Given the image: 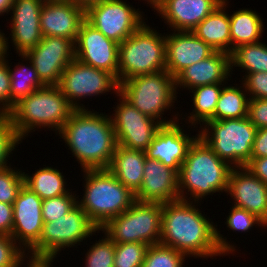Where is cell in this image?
I'll use <instances>...</instances> for the list:
<instances>
[{
  "instance_id": "1",
  "label": "cell",
  "mask_w": 267,
  "mask_h": 267,
  "mask_svg": "<svg viewBox=\"0 0 267 267\" xmlns=\"http://www.w3.org/2000/svg\"><path fill=\"white\" fill-rule=\"evenodd\" d=\"M201 212L193 201L179 199L163 203L159 243L173 247L186 257L207 259L233 253L234 245Z\"/></svg>"
},
{
  "instance_id": "39",
  "label": "cell",
  "mask_w": 267,
  "mask_h": 267,
  "mask_svg": "<svg viewBox=\"0 0 267 267\" xmlns=\"http://www.w3.org/2000/svg\"><path fill=\"white\" fill-rule=\"evenodd\" d=\"M17 244L10 235L0 234V267H21L28 258V253Z\"/></svg>"
},
{
  "instance_id": "41",
  "label": "cell",
  "mask_w": 267,
  "mask_h": 267,
  "mask_svg": "<svg viewBox=\"0 0 267 267\" xmlns=\"http://www.w3.org/2000/svg\"><path fill=\"white\" fill-rule=\"evenodd\" d=\"M242 85L249 99H267V72H255L244 75Z\"/></svg>"
},
{
  "instance_id": "31",
  "label": "cell",
  "mask_w": 267,
  "mask_h": 267,
  "mask_svg": "<svg viewBox=\"0 0 267 267\" xmlns=\"http://www.w3.org/2000/svg\"><path fill=\"white\" fill-rule=\"evenodd\" d=\"M29 63L31 64L30 67L21 63L22 66L18 64L14 69H10L8 63L10 72V110L20 99L27 97L35 90L45 86L40 81L30 60Z\"/></svg>"
},
{
  "instance_id": "20",
  "label": "cell",
  "mask_w": 267,
  "mask_h": 267,
  "mask_svg": "<svg viewBox=\"0 0 267 267\" xmlns=\"http://www.w3.org/2000/svg\"><path fill=\"white\" fill-rule=\"evenodd\" d=\"M178 172L159 162L145 158L144 175L135 201L168 203L180 199Z\"/></svg>"
},
{
  "instance_id": "40",
  "label": "cell",
  "mask_w": 267,
  "mask_h": 267,
  "mask_svg": "<svg viewBox=\"0 0 267 267\" xmlns=\"http://www.w3.org/2000/svg\"><path fill=\"white\" fill-rule=\"evenodd\" d=\"M227 227L230 228L232 231H244L248 232L251 227L255 224L258 226H264L265 223L259 219L256 215L250 213L249 211L232 206L229 216L226 219Z\"/></svg>"
},
{
  "instance_id": "8",
  "label": "cell",
  "mask_w": 267,
  "mask_h": 267,
  "mask_svg": "<svg viewBox=\"0 0 267 267\" xmlns=\"http://www.w3.org/2000/svg\"><path fill=\"white\" fill-rule=\"evenodd\" d=\"M204 125L199 136L212 151L233 168L245 167L257 132L250 119L209 120Z\"/></svg>"
},
{
  "instance_id": "38",
  "label": "cell",
  "mask_w": 267,
  "mask_h": 267,
  "mask_svg": "<svg viewBox=\"0 0 267 267\" xmlns=\"http://www.w3.org/2000/svg\"><path fill=\"white\" fill-rule=\"evenodd\" d=\"M22 138L7 115H0V169L8 167L7 159Z\"/></svg>"
},
{
  "instance_id": "27",
  "label": "cell",
  "mask_w": 267,
  "mask_h": 267,
  "mask_svg": "<svg viewBox=\"0 0 267 267\" xmlns=\"http://www.w3.org/2000/svg\"><path fill=\"white\" fill-rule=\"evenodd\" d=\"M231 53L238 46L258 42L264 32L263 19L253 10L240 9L229 15Z\"/></svg>"
},
{
  "instance_id": "44",
  "label": "cell",
  "mask_w": 267,
  "mask_h": 267,
  "mask_svg": "<svg viewBox=\"0 0 267 267\" xmlns=\"http://www.w3.org/2000/svg\"><path fill=\"white\" fill-rule=\"evenodd\" d=\"M13 204L0 202V234L12 235Z\"/></svg>"
},
{
  "instance_id": "22",
  "label": "cell",
  "mask_w": 267,
  "mask_h": 267,
  "mask_svg": "<svg viewBox=\"0 0 267 267\" xmlns=\"http://www.w3.org/2000/svg\"><path fill=\"white\" fill-rule=\"evenodd\" d=\"M85 11L69 1L44 2L40 12V26L43 36H57L76 43Z\"/></svg>"
},
{
  "instance_id": "28",
  "label": "cell",
  "mask_w": 267,
  "mask_h": 267,
  "mask_svg": "<svg viewBox=\"0 0 267 267\" xmlns=\"http://www.w3.org/2000/svg\"><path fill=\"white\" fill-rule=\"evenodd\" d=\"M24 185L42 200L67 194V184L62 173L52 167L39 168L32 176L24 172Z\"/></svg>"
},
{
  "instance_id": "29",
  "label": "cell",
  "mask_w": 267,
  "mask_h": 267,
  "mask_svg": "<svg viewBox=\"0 0 267 267\" xmlns=\"http://www.w3.org/2000/svg\"><path fill=\"white\" fill-rule=\"evenodd\" d=\"M223 85L224 84L222 83H215L195 87L192 89L191 92L193 93L192 100L194 109L193 112H191L192 114H190L191 116H188V123H191V126L194 125L195 127L196 123L198 124V122L201 126L204 125L207 121L213 120L216 104L222 91Z\"/></svg>"
},
{
  "instance_id": "16",
  "label": "cell",
  "mask_w": 267,
  "mask_h": 267,
  "mask_svg": "<svg viewBox=\"0 0 267 267\" xmlns=\"http://www.w3.org/2000/svg\"><path fill=\"white\" fill-rule=\"evenodd\" d=\"M43 200L25 185L13 203V228L11 237L23 250H30L40 239L43 229ZM27 248V249H26Z\"/></svg>"
},
{
  "instance_id": "51",
  "label": "cell",
  "mask_w": 267,
  "mask_h": 267,
  "mask_svg": "<svg viewBox=\"0 0 267 267\" xmlns=\"http://www.w3.org/2000/svg\"><path fill=\"white\" fill-rule=\"evenodd\" d=\"M146 1V0H145ZM163 0H147V4H151V7L155 10L161 3Z\"/></svg>"
},
{
  "instance_id": "34",
  "label": "cell",
  "mask_w": 267,
  "mask_h": 267,
  "mask_svg": "<svg viewBox=\"0 0 267 267\" xmlns=\"http://www.w3.org/2000/svg\"><path fill=\"white\" fill-rule=\"evenodd\" d=\"M148 248L145 243H115L113 267H142Z\"/></svg>"
},
{
  "instance_id": "46",
  "label": "cell",
  "mask_w": 267,
  "mask_h": 267,
  "mask_svg": "<svg viewBox=\"0 0 267 267\" xmlns=\"http://www.w3.org/2000/svg\"><path fill=\"white\" fill-rule=\"evenodd\" d=\"M245 168L267 185V157L251 158Z\"/></svg>"
},
{
  "instance_id": "47",
  "label": "cell",
  "mask_w": 267,
  "mask_h": 267,
  "mask_svg": "<svg viewBox=\"0 0 267 267\" xmlns=\"http://www.w3.org/2000/svg\"><path fill=\"white\" fill-rule=\"evenodd\" d=\"M8 44V38L0 31V61L7 58L5 55H7V50H9Z\"/></svg>"
},
{
  "instance_id": "33",
  "label": "cell",
  "mask_w": 267,
  "mask_h": 267,
  "mask_svg": "<svg viewBox=\"0 0 267 267\" xmlns=\"http://www.w3.org/2000/svg\"><path fill=\"white\" fill-rule=\"evenodd\" d=\"M186 256L161 243L150 245L142 267H183Z\"/></svg>"
},
{
  "instance_id": "42",
  "label": "cell",
  "mask_w": 267,
  "mask_h": 267,
  "mask_svg": "<svg viewBox=\"0 0 267 267\" xmlns=\"http://www.w3.org/2000/svg\"><path fill=\"white\" fill-rule=\"evenodd\" d=\"M247 117L257 128H267V99H249Z\"/></svg>"
},
{
  "instance_id": "3",
  "label": "cell",
  "mask_w": 267,
  "mask_h": 267,
  "mask_svg": "<svg viewBox=\"0 0 267 267\" xmlns=\"http://www.w3.org/2000/svg\"><path fill=\"white\" fill-rule=\"evenodd\" d=\"M196 135L197 138L190 145L178 173V191L180 199L190 198L189 201L193 199L192 201L197 203L211 193H227L229 175L233 167L219 158L199 134ZM184 190L190 192L189 198L185 196Z\"/></svg>"
},
{
  "instance_id": "11",
  "label": "cell",
  "mask_w": 267,
  "mask_h": 267,
  "mask_svg": "<svg viewBox=\"0 0 267 267\" xmlns=\"http://www.w3.org/2000/svg\"><path fill=\"white\" fill-rule=\"evenodd\" d=\"M58 87L75 109H85V106L79 105L77 101L111 90L117 95L120 84L113 74L74 59L63 71Z\"/></svg>"
},
{
  "instance_id": "25",
  "label": "cell",
  "mask_w": 267,
  "mask_h": 267,
  "mask_svg": "<svg viewBox=\"0 0 267 267\" xmlns=\"http://www.w3.org/2000/svg\"><path fill=\"white\" fill-rule=\"evenodd\" d=\"M145 158V151L127 149L117 144L107 169L135 194L142 185Z\"/></svg>"
},
{
  "instance_id": "49",
  "label": "cell",
  "mask_w": 267,
  "mask_h": 267,
  "mask_svg": "<svg viewBox=\"0 0 267 267\" xmlns=\"http://www.w3.org/2000/svg\"><path fill=\"white\" fill-rule=\"evenodd\" d=\"M28 259L27 267H51V262H53V260Z\"/></svg>"
},
{
  "instance_id": "10",
  "label": "cell",
  "mask_w": 267,
  "mask_h": 267,
  "mask_svg": "<svg viewBox=\"0 0 267 267\" xmlns=\"http://www.w3.org/2000/svg\"><path fill=\"white\" fill-rule=\"evenodd\" d=\"M163 203L139 202L112 218L101 230L114 243L158 244L161 236Z\"/></svg>"
},
{
  "instance_id": "45",
  "label": "cell",
  "mask_w": 267,
  "mask_h": 267,
  "mask_svg": "<svg viewBox=\"0 0 267 267\" xmlns=\"http://www.w3.org/2000/svg\"><path fill=\"white\" fill-rule=\"evenodd\" d=\"M267 157V128H259L255 134L251 158Z\"/></svg>"
},
{
  "instance_id": "5",
  "label": "cell",
  "mask_w": 267,
  "mask_h": 267,
  "mask_svg": "<svg viewBox=\"0 0 267 267\" xmlns=\"http://www.w3.org/2000/svg\"><path fill=\"white\" fill-rule=\"evenodd\" d=\"M85 191L78 205L99 228L129 209L135 194L125 187L108 169L83 170Z\"/></svg>"
},
{
  "instance_id": "32",
  "label": "cell",
  "mask_w": 267,
  "mask_h": 267,
  "mask_svg": "<svg viewBox=\"0 0 267 267\" xmlns=\"http://www.w3.org/2000/svg\"><path fill=\"white\" fill-rule=\"evenodd\" d=\"M231 70L233 66L242 67L249 73L267 72V46L260 41L238 46L230 54Z\"/></svg>"
},
{
  "instance_id": "6",
  "label": "cell",
  "mask_w": 267,
  "mask_h": 267,
  "mask_svg": "<svg viewBox=\"0 0 267 267\" xmlns=\"http://www.w3.org/2000/svg\"><path fill=\"white\" fill-rule=\"evenodd\" d=\"M144 23L119 44V84L139 75L166 70L165 36Z\"/></svg>"
},
{
  "instance_id": "17",
  "label": "cell",
  "mask_w": 267,
  "mask_h": 267,
  "mask_svg": "<svg viewBox=\"0 0 267 267\" xmlns=\"http://www.w3.org/2000/svg\"><path fill=\"white\" fill-rule=\"evenodd\" d=\"M227 193L235 201L233 206L256 215L267 226V185L265 183L245 167L232 168Z\"/></svg>"
},
{
  "instance_id": "15",
  "label": "cell",
  "mask_w": 267,
  "mask_h": 267,
  "mask_svg": "<svg viewBox=\"0 0 267 267\" xmlns=\"http://www.w3.org/2000/svg\"><path fill=\"white\" fill-rule=\"evenodd\" d=\"M119 44L84 20L75 43V59L113 74L118 79Z\"/></svg>"
},
{
  "instance_id": "9",
  "label": "cell",
  "mask_w": 267,
  "mask_h": 267,
  "mask_svg": "<svg viewBox=\"0 0 267 267\" xmlns=\"http://www.w3.org/2000/svg\"><path fill=\"white\" fill-rule=\"evenodd\" d=\"M101 231L77 204L69 213L43 224L39 241L29 250L31 259L54 260L62 248L77 246Z\"/></svg>"
},
{
  "instance_id": "26",
  "label": "cell",
  "mask_w": 267,
  "mask_h": 267,
  "mask_svg": "<svg viewBox=\"0 0 267 267\" xmlns=\"http://www.w3.org/2000/svg\"><path fill=\"white\" fill-rule=\"evenodd\" d=\"M227 4L228 1L223 0L192 32L214 50L231 54L230 19L225 12Z\"/></svg>"
},
{
  "instance_id": "18",
  "label": "cell",
  "mask_w": 267,
  "mask_h": 267,
  "mask_svg": "<svg viewBox=\"0 0 267 267\" xmlns=\"http://www.w3.org/2000/svg\"><path fill=\"white\" fill-rule=\"evenodd\" d=\"M178 124L179 121L162 125L145 153L146 157L158 160L179 173L188 149L197 137L184 134L183 128Z\"/></svg>"
},
{
  "instance_id": "23",
  "label": "cell",
  "mask_w": 267,
  "mask_h": 267,
  "mask_svg": "<svg viewBox=\"0 0 267 267\" xmlns=\"http://www.w3.org/2000/svg\"><path fill=\"white\" fill-rule=\"evenodd\" d=\"M223 0H163L155 9L169 27L192 32Z\"/></svg>"
},
{
  "instance_id": "14",
  "label": "cell",
  "mask_w": 267,
  "mask_h": 267,
  "mask_svg": "<svg viewBox=\"0 0 267 267\" xmlns=\"http://www.w3.org/2000/svg\"><path fill=\"white\" fill-rule=\"evenodd\" d=\"M114 116L110 115L117 144L127 149L145 151L162 124L141 113L120 93Z\"/></svg>"
},
{
  "instance_id": "48",
  "label": "cell",
  "mask_w": 267,
  "mask_h": 267,
  "mask_svg": "<svg viewBox=\"0 0 267 267\" xmlns=\"http://www.w3.org/2000/svg\"><path fill=\"white\" fill-rule=\"evenodd\" d=\"M75 5L86 11L89 7L99 4L105 0H71Z\"/></svg>"
},
{
  "instance_id": "35",
  "label": "cell",
  "mask_w": 267,
  "mask_h": 267,
  "mask_svg": "<svg viewBox=\"0 0 267 267\" xmlns=\"http://www.w3.org/2000/svg\"><path fill=\"white\" fill-rule=\"evenodd\" d=\"M76 195L72 192L44 199L42 202V217L44 223L53 222L69 213L78 203Z\"/></svg>"
},
{
  "instance_id": "4",
  "label": "cell",
  "mask_w": 267,
  "mask_h": 267,
  "mask_svg": "<svg viewBox=\"0 0 267 267\" xmlns=\"http://www.w3.org/2000/svg\"><path fill=\"white\" fill-rule=\"evenodd\" d=\"M75 110L58 86H43L20 99L6 115L23 139L36 127L59 133Z\"/></svg>"
},
{
  "instance_id": "52",
  "label": "cell",
  "mask_w": 267,
  "mask_h": 267,
  "mask_svg": "<svg viewBox=\"0 0 267 267\" xmlns=\"http://www.w3.org/2000/svg\"><path fill=\"white\" fill-rule=\"evenodd\" d=\"M43 2L69 1V0H42Z\"/></svg>"
},
{
  "instance_id": "43",
  "label": "cell",
  "mask_w": 267,
  "mask_h": 267,
  "mask_svg": "<svg viewBox=\"0 0 267 267\" xmlns=\"http://www.w3.org/2000/svg\"><path fill=\"white\" fill-rule=\"evenodd\" d=\"M6 60L0 61V115L10 111V72Z\"/></svg>"
},
{
  "instance_id": "7",
  "label": "cell",
  "mask_w": 267,
  "mask_h": 267,
  "mask_svg": "<svg viewBox=\"0 0 267 267\" xmlns=\"http://www.w3.org/2000/svg\"><path fill=\"white\" fill-rule=\"evenodd\" d=\"M119 93L141 113L155 119L162 125L177 122L162 119L165 109L173 107L176 101V83L167 70L139 75L120 83ZM175 100V101H174ZM161 117V118H160ZM177 119V120H176Z\"/></svg>"
},
{
  "instance_id": "30",
  "label": "cell",
  "mask_w": 267,
  "mask_h": 267,
  "mask_svg": "<svg viewBox=\"0 0 267 267\" xmlns=\"http://www.w3.org/2000/svg\"><path fill=\"white\" fill-rule=\"evenodd\" d=\"M241 87L226 86L222 88L216 104L213 120L239 119L247 117L248 101L246 90ZM245 92V93H244Z\"/></svg>"
},
{
  "instance_id": "2",
  "label": "cell",
  "mask_w": 267,
  "mask_h": 267,
  "mask_svg": "<svg viewBox=\"0 0 267 267\" xmlns=\"http://www.w3.org/2000/svg\"><path fill=\"white\" fill-rule=\"evenodd\" d=\"M87 110L76 109L59 135L82 170L107 169L117 146L110 116Z\"/></svg>"
},
{
  "instance_id": "36",
  "label": "cell",
  "mask_w": 267,
  "mask_h": 267,
  "mask_svg": "<svg viewBox=\"0 0 267 267\" xmlns=\"http://www.w3.org/2000/svg\"><path fill=\"white\" fill-rule=\"evenodd\" d=\"M86 253L85 267H113L115 243L105 234Z\"/></svg>"
},
{
  "instance_id": "21",
  "label": "cell",
  "mask_w": 267,
  "mask_h": 267,
  "mask_svg": "<svg viewBox=\"0 0 267 267\" xmlns=\"http://www.w3.org/2000/svg\"><path fill=\"white\" fill-rule=\"evenodd\" d=\"M165 39L166 70L174 78L186 67L209 57L216 51L189 31H177V33L174 31L173 34L165 35Z\"/></svg>"
},
{
  "instance_id": "13",
  "label": "cell",
  "mask_w": 267,
  "mask_h": 267,
  "mask_svg": "<svg viewBox=\"0 0 267 267\" xmlns=\"http://www.w3.org/2000/svg\"><path fill=\"white\" fill-rule=\"evenodd\" d=\"M20 56L31 61L45 86H58L63 71L75 59V43L64 37L43 36L37 46Z\"/></svg>"
},
{
  "instance_id": "19",
  "label": "cell",
  "mask_w": 267,
  "mask_h": 267,
  "mask_svg": "<svg viewBox=\"0 0 267 267\" xmlns=\"http://www.w3.org/2000/svg\"><path fill=\"white\" fill-rule=\"evenodd\" d=\"M42 0H14L12 2L11 39L17 53L25 54L42 40L40 12Z\"/></svg>"
},
{
  "instance_id": "37",
  "label": "cell",
  "mask_w": 267,
  "mask_h": 267,
  "mask_svg": "<svg viewBox=\"0 0 267 267\" xmlns=\"http://www.w3.org/2000/svg\"><path fill=\"white\" fill-rule=\"evenodd\" d=\"M24 172L10 166L0 169V202L13 204L24 185Z\"/></svg>"
},
{
  "instance_id": "50",
  "label": "cell",
  "mask_w": 267,
  "mask_h": 267,
  "mask_svg": "<svg viewBox=\"0 0 267 267\" xmlns=\"http://www.w3.org/2000/svg\"><path fill=\"white\" fill-rule=\"evenodd\" d=\"M13 0H0V15L9 13L12 8Z\"/></svg>"
},
{
  "instance_id": "12",
  "label": "cell",
  "mask_w": 267,
  "mask_h": 267,
  "mask_svg": "<svg viewBox=\"0 0 267 267\" xmlns=\"http://www.w3.org/2000/svg\"><path fill=\"white\" fill-rule=\"evenodd\" d=\"M138 9L122 0H105L85 11V20L108 39L120 44L145 22Z\"/></svg>"
},
{
  "instance_id": "24",
  "label": "cell",
  "mask_w": 267,
  "mask_h": 267,
  "mask_svg": "<svg viewBox=\"0 0 267 267\" xmlns=\"http://www.w3.org/2000/svg\"><path fill=\"white\" fill-rule=\"evenodd\" d=\"M231 72L230 54L215 51L209 57L182 70L176 77V89H193L204 85L225 83ZM180 85V86H179Z\"/></svg>"
}]
</instances>
